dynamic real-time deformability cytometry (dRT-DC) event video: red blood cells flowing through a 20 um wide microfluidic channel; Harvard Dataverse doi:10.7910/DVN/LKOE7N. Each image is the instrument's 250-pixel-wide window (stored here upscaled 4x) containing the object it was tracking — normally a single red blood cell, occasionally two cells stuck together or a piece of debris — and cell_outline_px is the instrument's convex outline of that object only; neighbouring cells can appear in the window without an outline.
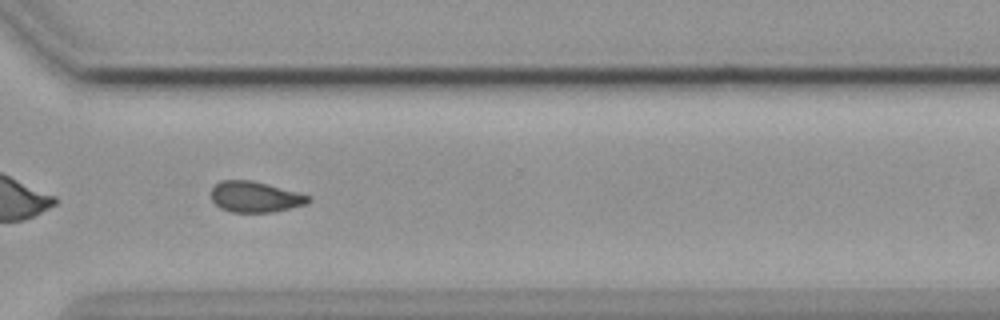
{"species": "common noctule bat (a hibernating species)", "species_latin": "Nyctalus noctula", "temperature_condition": "cold", "stored_images_in_passage": 57, "camera_frame_rate_fps": 3000, "um_per_image_px": 0.085, "animal": {"sex": "female", "body_mass_g": 19.9}, "frame": {"image": 1, "passage_image": 41, "time_ms": 13.333, "image_size_px": [1000, 320], "cell_outline_px": [[312, 200], [308, 204], [272, 212], [232, 212], [220, 208], [212, 200], [212, 188], [220, 180], [252, 180], [268, 184], [312, 196]], "centroid_in_image_um": [21.72, 16.73], "position_along_channel_um": 348.9, "area_um2": 17.51}, "authors_computed_cell_mechanics": {"area_um2": 18.207, "velocity_mm_per_s": 3.5723, "shape_relaxation_time_tau1_ms": null, "shape_relaxation_time_tau2_ms": 4.972, "deformation_change_tau1": null, "deformation_change_tau2": 0.1126}}